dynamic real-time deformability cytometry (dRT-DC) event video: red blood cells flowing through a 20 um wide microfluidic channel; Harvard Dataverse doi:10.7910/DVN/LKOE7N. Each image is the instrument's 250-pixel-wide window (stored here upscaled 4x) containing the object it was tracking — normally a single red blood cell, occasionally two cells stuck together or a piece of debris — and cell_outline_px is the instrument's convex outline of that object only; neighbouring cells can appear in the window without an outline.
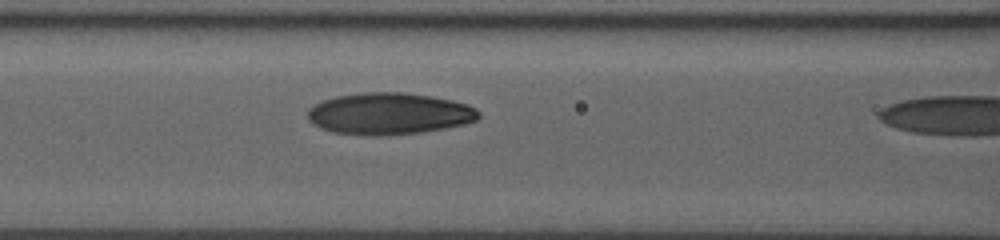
{"species": "human", "species_latin": "Homo sapiens", "temperature_condition": "room temperature", "stored_images_in_passage": 19, "camera_frame_rate_fps": 3000, "um_per_image_px": 0.085, "donor": {"sex": "male"}, "frame": {"image": 1, "passage_image": 18, "time_ms": 5.667, "image_size_px": [1000, 240], "cell_outline_px": [[480, 116], [476, 120], [464, 124], [444, 128], [420, 132], [380, 136], [372, 136], [332, 132], [320, 128], [312, 124], [308, 120], [308, 108], [312, 104], [336, 96], [364, 92], [404, 92], [432, 96], [452, 100], [468, 104], [476, 108], [480, 112]], "centroid_in_image_um": [33.06, 9.66], "position_along_channel_um": 133.5, "area_um2": 41.85}}